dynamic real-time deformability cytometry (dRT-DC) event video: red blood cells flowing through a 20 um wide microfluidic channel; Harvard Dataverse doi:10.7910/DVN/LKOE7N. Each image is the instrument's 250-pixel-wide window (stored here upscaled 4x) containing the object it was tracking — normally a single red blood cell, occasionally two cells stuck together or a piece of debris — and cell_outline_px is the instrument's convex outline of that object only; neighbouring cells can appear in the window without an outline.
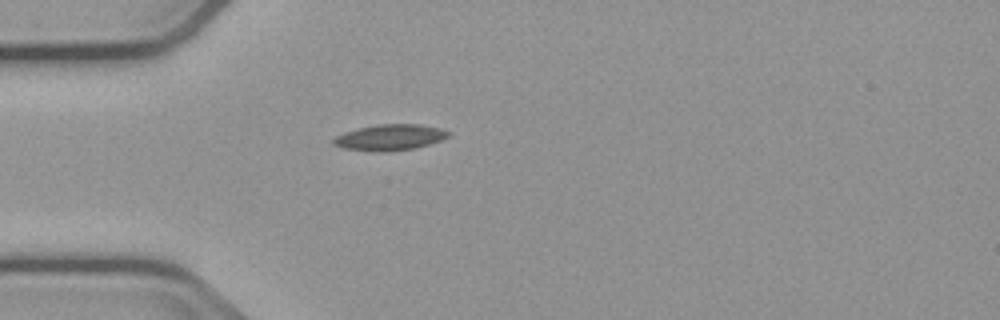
{"species": "common noctule bat (a hibernating species)", "species_latin": "Nyctalus noctula", "temperature_condition": "cold", "stored_images_in_passage": 4, "camera_frame_rate_fps": 3000, "um_per_image_px": 0.085, "animal": {"sex": "male", "body_mass_g": 23.1, "forearm_length_mm": 52.7}, "frame": {"image": 1, "passage_image": 4, "time_ms": 4.333, "image_size_px": [1000, 320], "cell_outline_px": [[452, 132], [448, 136], [440, 140], [416, 148], [384, 152], [380, 152], [344, 148], [332, 144], [332, 140], [336, 136], [344, 132], [376, 124], [420, 124], [440, 128]], "centroid_in_image_um": [33.14, 11.67], "position_along_channel_um": 51.9, "area_um2": 17.34}}